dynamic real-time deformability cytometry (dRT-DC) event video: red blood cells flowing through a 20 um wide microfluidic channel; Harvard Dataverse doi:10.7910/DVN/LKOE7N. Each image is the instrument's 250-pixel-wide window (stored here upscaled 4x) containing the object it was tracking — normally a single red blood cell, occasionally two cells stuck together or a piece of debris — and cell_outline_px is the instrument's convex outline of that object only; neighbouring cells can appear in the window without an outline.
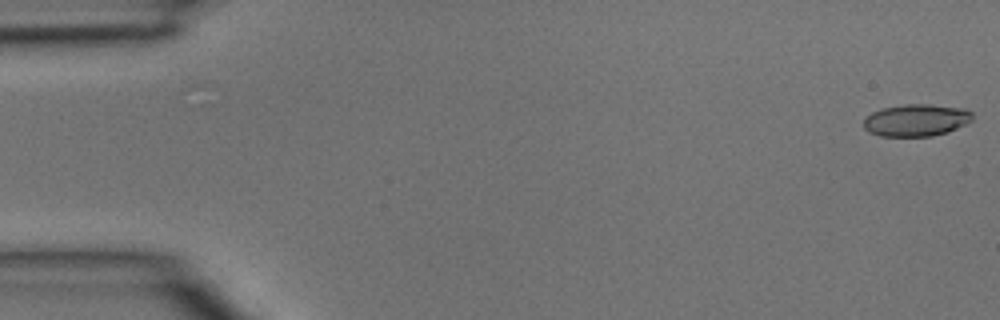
{"species": "common noctule bat (a hibernating species)", "species_latin": "Nyctalus noctula", "temperature_condition": "room temperature", "stored_images_in_passage": 4, "camera_frame_rate_fps": 3000, "um_per_image_px": 0.085, "animal": {"sex": "male", "body_mass_g": 15.6}, "frame": {"image": 1, "passage_image": 1, "time_ms": 0.0, "image_size_px": [1000, 320], "cell_outline_px": [[972, 120], [948, 132], [932, 136], [880, 136], [868, 132], [864, 128], [864, 116], [880, 108], [904, 104], [928, 104], [968, 108], [972, 112]], "centroid_in_image_um": [77.86, 10.2], "position_along_channel_um": 7.1, "area_um2": 20.63}}
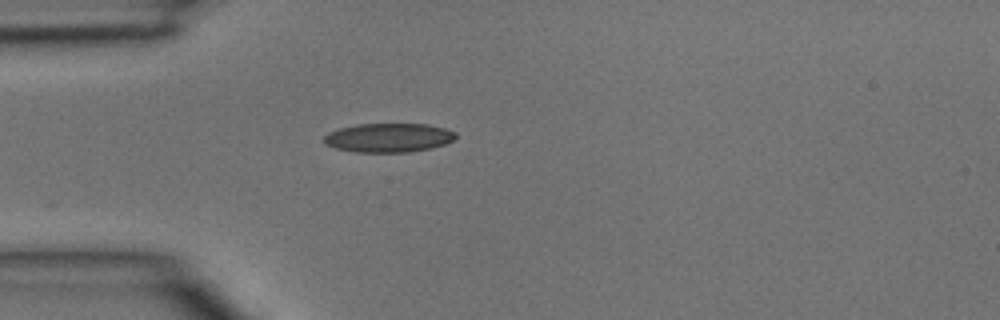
{"frame": {"image": 2, "passage_image": 4, "time_ms": 1.0, "image_size_px": [1000, 320], "cell_outline_px": [[456, 136], [452, 140], [444, 144], [432, 148], [408, 152], [352, 152], [336, 148], [324, 144], [324, 136], [328, 132], [340, 128], [356, 124], [428, 124], [444, 128], [456, 132]], "centroid_in_image_um": [33.0, 11.7], "position_along_channel_um": 52.0, "area_um2": 22.31}}